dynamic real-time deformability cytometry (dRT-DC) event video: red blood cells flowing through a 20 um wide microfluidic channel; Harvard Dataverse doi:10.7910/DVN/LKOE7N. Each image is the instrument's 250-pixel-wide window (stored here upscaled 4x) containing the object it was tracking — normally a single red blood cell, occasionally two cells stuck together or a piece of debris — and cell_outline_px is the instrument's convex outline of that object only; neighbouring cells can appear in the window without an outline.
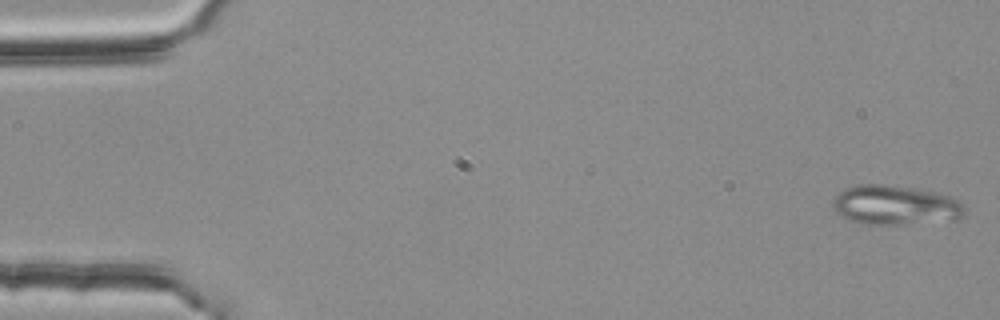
{"species": "common noctule bat (a hibernating species)", "species_latin": "Nyctalus noctula", "temperature_condition": "room temperature", "stored_images_in_passage": 54, "segment_of_instrument_passage": [1, 2], "camera_frame_rate_fps": 3000, "um_per_image_px": 0.085, "animal": {"sex": "female", "body_mass_g": 25.1}, "frame": {"image": 1, "passage_image": 1, "time_ms": 0.0, "image_size_px": [1000, 320], "cell_outline_px": [[964, 212], [956, 220], [900, 224], [860, 224], [848, 220], [836, 212], [832, 208], [832, 204], [836, 196], [840, 192], [848, 188], [860, 184], [884, 184], [912, 188], [936, 192], [960, 200], [964, 208]], "centroid_in_image_um": [76.08, 17.44], "position_along_channel_um": 8.9, "area_um2": 30.23}}